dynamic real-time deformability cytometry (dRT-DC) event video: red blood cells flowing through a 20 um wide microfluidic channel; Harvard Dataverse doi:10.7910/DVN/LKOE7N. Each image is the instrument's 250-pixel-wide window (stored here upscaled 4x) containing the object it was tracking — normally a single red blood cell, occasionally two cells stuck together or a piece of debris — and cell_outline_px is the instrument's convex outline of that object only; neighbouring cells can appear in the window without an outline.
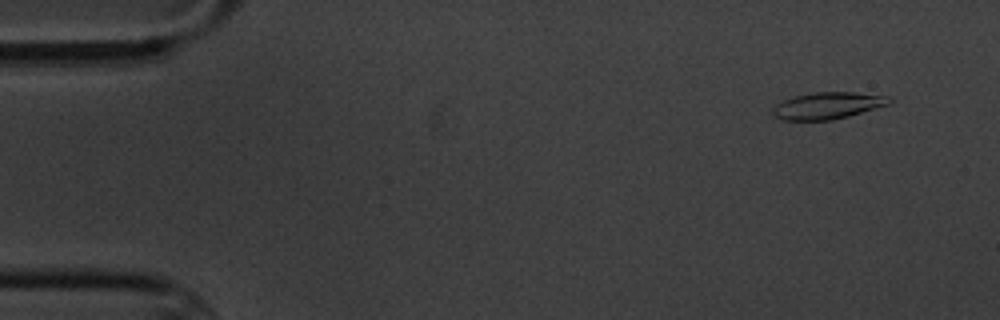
{"species": "common noctule bat (a hibernating species)", "species_latin": "Nyctalus noctula", "temperature_condition": "cold", "stored_images_in_passage": 9, "camera_frame_rate_fps": 3000, "um_per_image_px": 0.085, "animal": {"sex": "male", "body_mass_g": 20.1, "forearm_length_mm": 53.5}, "frame": {"image": 1, "passage_image": 1, "time_ms": 0.0, "image_size_px": [1000, 320], "cell_outline_px": [[892, 100], [888, 104], [848, 116], [832, 120], [780, 120], [772, 116], [772, 108], [776, 104], [784, 100], [796, 96], [816, 92], [852, 92], [892, 96]], "centroid_in_image_um": [70.33, 8.98], "position_along_channel_um": 14.7, "area_um2": 18.15}}
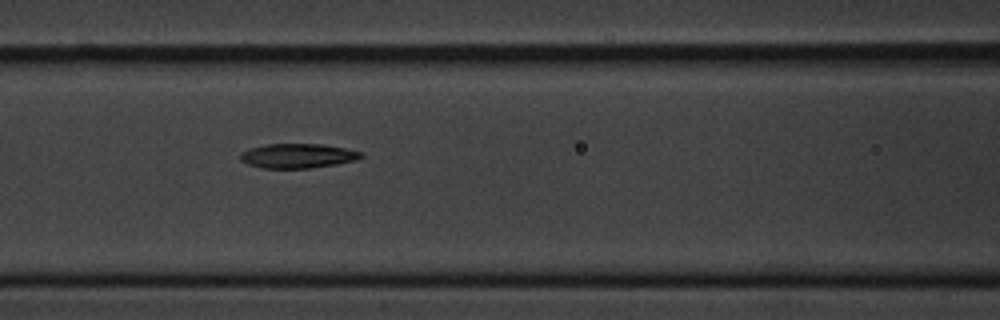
{"frame": {"image": 2, "passage_image": 7, "time_ms": 6.667, "image_size_px": [1000, 320], "cell_outline_px": [[364, 156], [356, 160], [336, 164], [308, 168], [264, 168], [248, 164], [240, 160], [240, 152], [248, 148], [264, 144], [324, 144], [344, 148], [360, 152]], "centroid_in_image_um": [25.26, 13.24], "position_along_channel_um": 141.3, "area_um2": 17.22}}
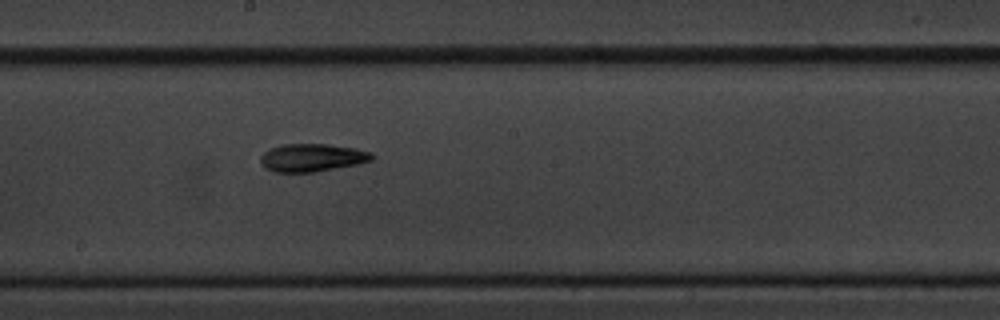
{"frame": {"image": 3, "passage_image": 9, "time_ms": 9.0, "image_size_px": [1000, 320], "cell_outline_px": [[376, 156], [372, 160], [356, 164], [316, 172], [276, 172], [264, 168], [260, 164], [260, 156], [264, 152], [272, 148], [284, 144], [328, 144], [356, 148], [372, 152]], "centroid_in_image_um": [26.54, 13.4], "position_along_channel_um": 221.7, "area_um2": 18.21}}